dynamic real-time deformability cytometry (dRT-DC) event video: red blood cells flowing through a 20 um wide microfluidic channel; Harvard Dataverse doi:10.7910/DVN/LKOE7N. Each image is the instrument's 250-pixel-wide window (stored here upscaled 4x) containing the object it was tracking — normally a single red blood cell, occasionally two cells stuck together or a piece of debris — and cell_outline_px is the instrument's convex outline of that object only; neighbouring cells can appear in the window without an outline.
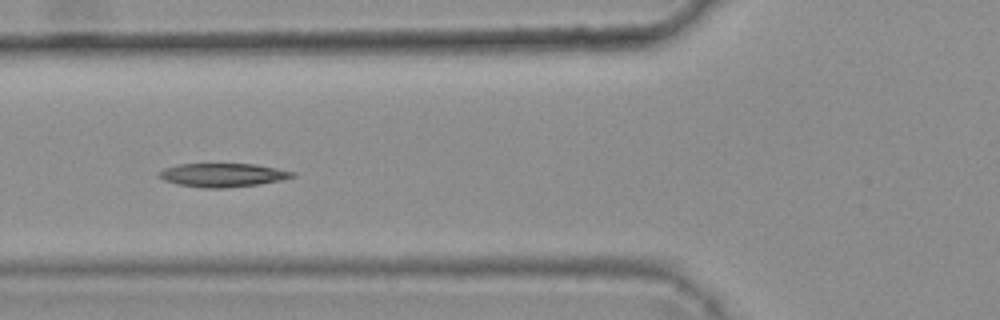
{"species": "common noctule bat (a hibernating species)", "species_latin": "Nyctalus noctula", "temperature_condition": "warm", "stored_images_in_passage": 6, "camera_frame_rate_fps": 3000, "um_per_image_px": 0.085, "animal": {"sex": "female", "body_mass_g": 25.1}, "frame": {"image": 1, "passage_image": 4, "time_ms": 1.0, "image_size_px": [1000, 320], "cell_outline_px": [[296, 176], [280, 180], [260, 184], [224, 188], [204, 188], [176, 184], [164, 180], [156, 176], [164, 168], [180, 164], [256, 164], [296, 172]], "centroid_in_image_um": [18.93, 14.88], "position_along_channel_um": 106.9, "area_um2": 18.38}}
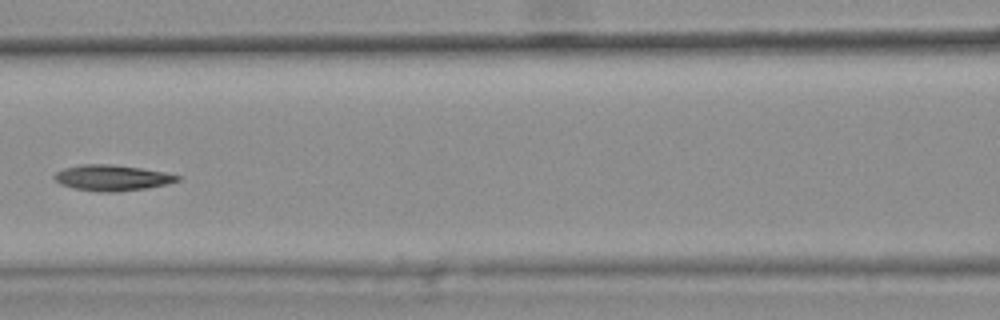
{"frame": {"image": 2, "passage_image": 5, "time_ms": 1.333, "image_size_px": [1000, 320], "cell_outline_px": [[180, 180], [168, 184], [148, 188], [116, 192], [100, 192], [72, 188], [60, 184], [52, 176], [56, 172], [64, 168], [80, 164], [112, 164], [140, 168], [164, 172], [180, 176]], "centroid_in_image_um": [9.51, 15.12], "position_along_channel_um": 157.1, "area_um2": 18.61}}